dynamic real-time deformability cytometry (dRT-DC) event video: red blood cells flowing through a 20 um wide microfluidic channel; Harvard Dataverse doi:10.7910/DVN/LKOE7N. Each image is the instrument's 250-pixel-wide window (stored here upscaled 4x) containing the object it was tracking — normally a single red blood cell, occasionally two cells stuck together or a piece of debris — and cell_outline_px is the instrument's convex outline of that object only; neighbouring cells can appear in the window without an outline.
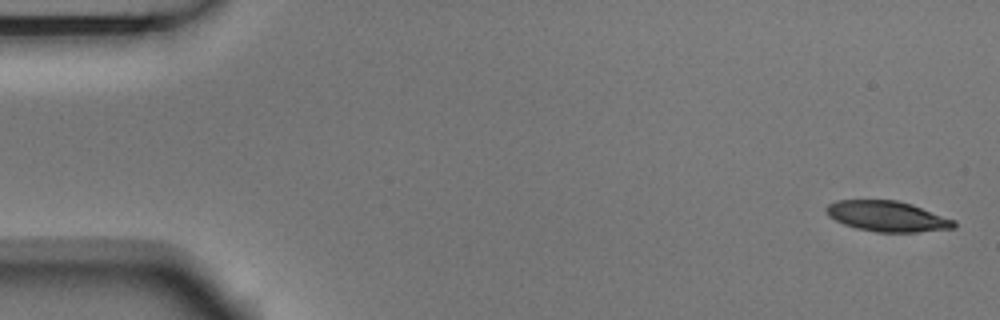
{"species": "Egyptian fruit bat (a non-hibernating species)", "species_latin": "Rousettus aegyptiacus", "temperature_condition": "room temperature", "stored_images_in_passage": 6, "camera_frame_rate_fps": 3000, "um_per_image_px": 0.085, "animal": {"sex": "male"}, "frame": {"image": 1, "passage_image": 1, "time_ms": 0.0, "image_size_px": [1000, 320], "cell_outline_px": [[956, 228], [916, 232], [876, 232], [856, 228], [844, 224], [828, 216], [824, 208], [828, 204], [836, 200], [896, 200], [912, 204], [956, 220]], "centroid_in_image_um": [75.42, 18.38], "position_along_channel_um": 9.6, "area_um2": 22.83}}